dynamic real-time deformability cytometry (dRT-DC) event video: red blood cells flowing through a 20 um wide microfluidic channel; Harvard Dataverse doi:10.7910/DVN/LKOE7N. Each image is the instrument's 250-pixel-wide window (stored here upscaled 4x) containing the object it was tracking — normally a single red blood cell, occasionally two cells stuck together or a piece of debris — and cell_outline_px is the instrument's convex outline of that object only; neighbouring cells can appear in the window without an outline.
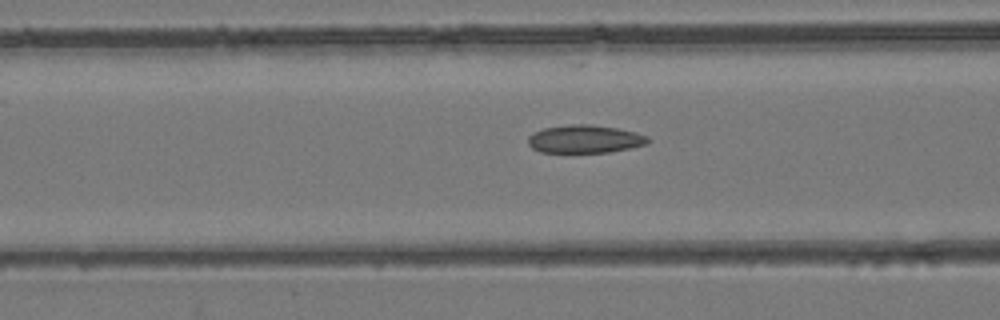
{"species": "common noctule bat (a hibernating species)", "species_latin": "Nyctalus noctula", "temperature_condition": "room temperature", "stored_images_in_passage": 47, "camera_frame_rate_fps": 3000, "um_per_image_px": 0.085, "animal": {"sex": "female", "body_mass_g": 24.6, "forearm_length_mm": 56.2}, "frame": {"image": 1, "passage_image": 19, "time_ms": 6.0, "image_size_px": [1000, 320], "cell_outline_px": [[648, 140], [644, 144], [628, 148], [608, 152], [540, 152], [532, 148], [528, 144], [528, 136], [532, 132], [544, 128], [572, 124], [588, 124], [616, 128], [636, 132], [648, 136]], "centroid_in_image_um": [49.65, 11.81], "position_along_channel_um": 117.0, "area_um2": 19.36}}
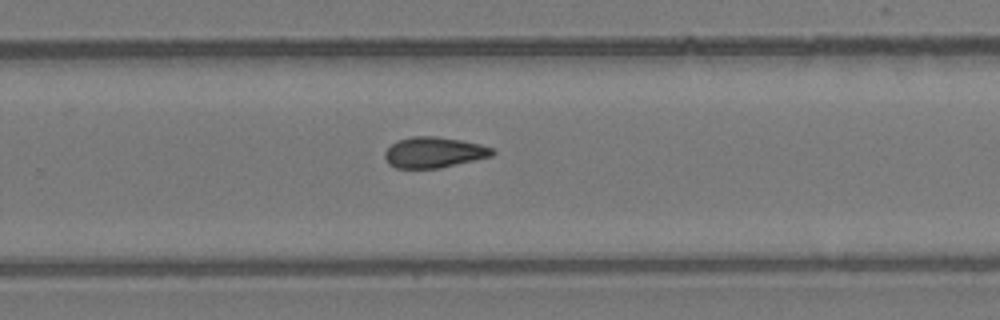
{"frame": {"image": 2, "passage_image": 31, "time_ms": 10.0, "image_size_px": [1000, 320], "cell_outline_px": [[496, 152], [492, 156], [440, 168], [396, 168], [388, 164], [384, 156], [384, 152], [396, 140], [412, 136], [436, 136], [460, 140], [480, 144], [492, 148]], "centroid_in_image_um": [36.86, 12.95], "position_along_channel_um": 292.9, "area_um2": 19.31}}
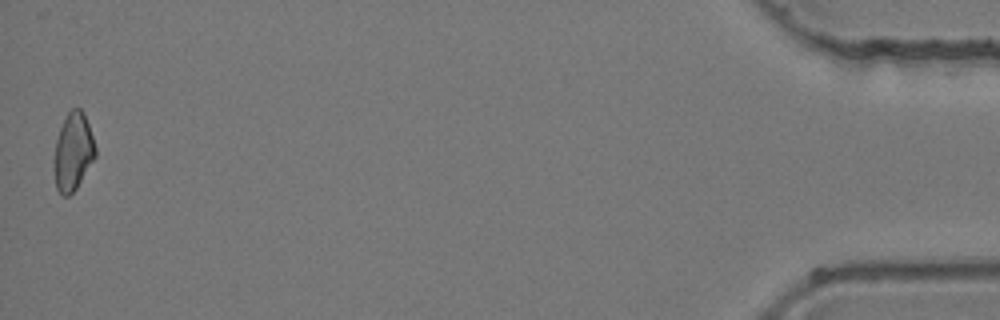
{"frame": {"image": 3, "passage_image": 47, "time_ms": 15.333, "image_size_px": [1000, 320], "cell_outline_px": [[96, 156], [76, 188], [68, 196], [64, 196], [56, 188], [56, 140], [60, 128], [68, 112], [72, 108], [80, 108], [84, 112], [96, 148]], "centroid_in_image_um": [6.25, 12.86], "position_along_channel_um": 429.0, "area_um2": 18.03}}